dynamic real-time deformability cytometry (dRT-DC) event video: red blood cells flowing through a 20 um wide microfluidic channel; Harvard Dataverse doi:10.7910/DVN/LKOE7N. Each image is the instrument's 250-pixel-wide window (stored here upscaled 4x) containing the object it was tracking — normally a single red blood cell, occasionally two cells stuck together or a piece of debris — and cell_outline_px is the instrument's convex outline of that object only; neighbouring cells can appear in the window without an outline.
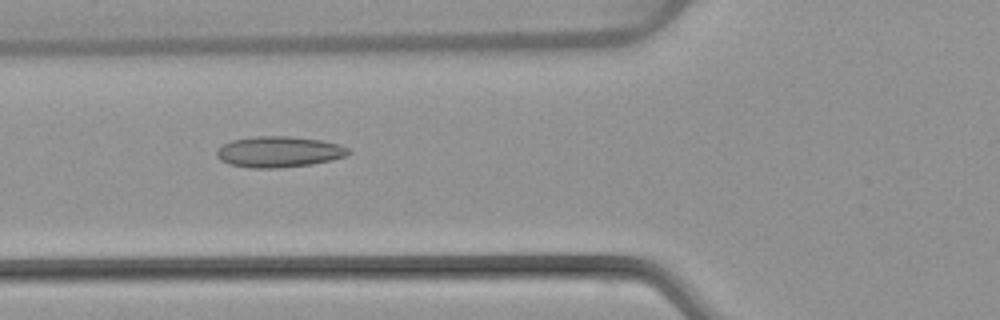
{"species": "common noctule bat (a hibernating species)", "species_latin": "Nyctalus noctula", "temperature_condition": "warm", "stored_images_in_passage": 7, "camera_frame_rate_fps": 3000, "um_per_image_px": 0.085, "animal": {"sex": "female", "body_mass_g": 22.7, "forearm_length_mm": 54.2}, "frame": {"image": 1, "passage_image": 6, "time_ms": 6.0, "image_size_px": [1000, 320], "cell_outline_px": [[352, 152], [344, 156], [332, 160], [312, 164], [276, 168], [248, 168], [228, 164], [220, 160], [216, 156], [216, 152], [224, 144], [232, 140], [256, 136], [288, 136], [320, 140], [340, 144], [348, 148]], "centroid_in_image_um": [23.7, 12.91], "position_along_channel_um": 102.1, "area_um2": 23.76}}
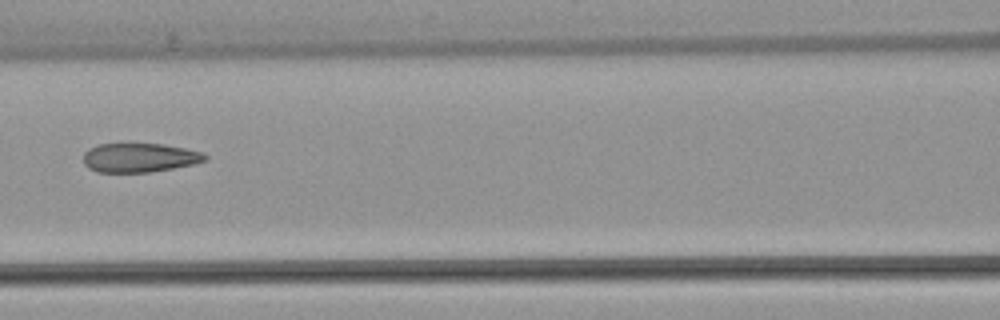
{"frame": {"image": 2, "passage_image": 7, "time_ms": 7.333, "image_size_px": [1000, 320], "cell_outline_px": [[208, 160], [192, 164], [172, 168], [148, 172], [96, 172], [88, 168], [84, 164], [84, 152], [88, 148], [100, 144], [164, 144], [184, 148], [200, 152], [208, 156]], "centroid_in_image_um": [11.83, 13.4], "position_along_channel_um": 154.8, "area_um2": 20.52}}